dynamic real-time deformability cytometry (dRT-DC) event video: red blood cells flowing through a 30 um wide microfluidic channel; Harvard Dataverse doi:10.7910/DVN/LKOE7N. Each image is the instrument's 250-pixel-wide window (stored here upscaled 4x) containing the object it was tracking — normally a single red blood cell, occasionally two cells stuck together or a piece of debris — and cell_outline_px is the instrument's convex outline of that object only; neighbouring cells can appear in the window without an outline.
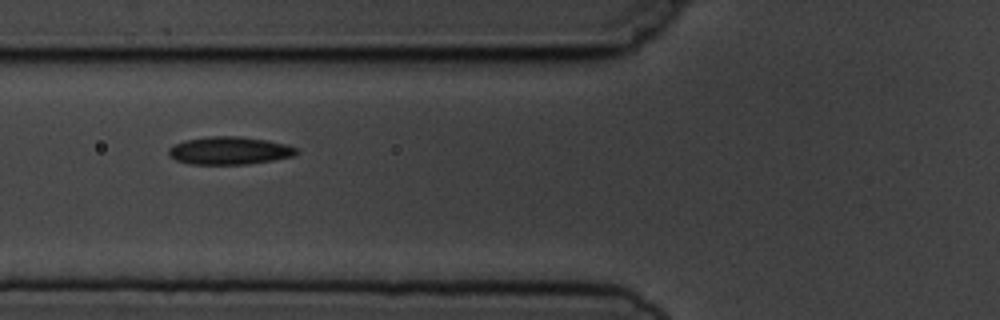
{"species": "common noctule bat (a hibernating species)", "species_latin": "Nyctalus noctula", "temperature_condition": "cold", "stored_images_in_passage": 8, "camera_frame_rate_fps": 3000, "um_per_image_px": 0.085, "animal": {"sex": "male", "body_mass_g": 19.5, "forearm_length_mm": 54.6}, "frame": {"image": 1, "passage_image": 3, "time_ms": 2.667, "image_size_px": [1000, 320], "cell_outline_px": [[300, 152], [296, 156], [248, 164], [192, 164], [176, 160], [168, 156], [168, 148], [184, 140], [208, 136], [240, 136], [268, 140], [288, 144], [296, 148]], "centroid_in_image_um": [19.53, 12.79], "position_along_channel_um": 106.3, "area_um2": 20.92}}
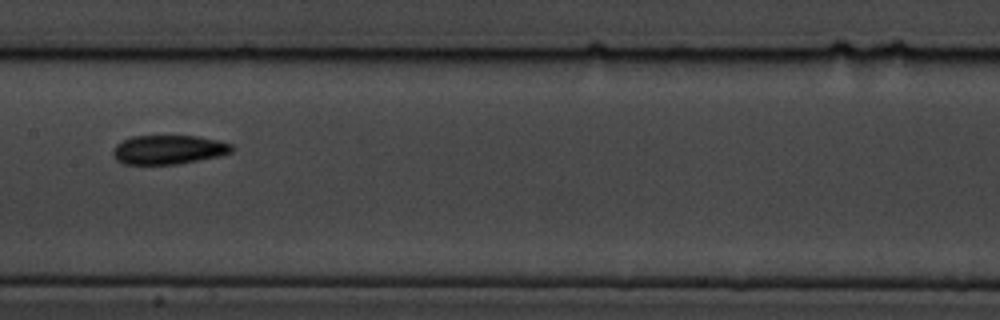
{"frame": {"image": 2, "passage_image": 5, "time_ms": 5.0, "image_size_px": [1000, 320], "cell_outline_px": [[236, 148], [232, 152], [220, 156], [200, 160], [176, 164], [124, 164], [116, 160], [112, 152], [116, 144], [132, 136], [196, 136], [216, 140], [232, 144]], "centroid_in_image_um": [14.35, 12.72], "position_along_channel_um": 193.1, "area_um2": 20.17}}
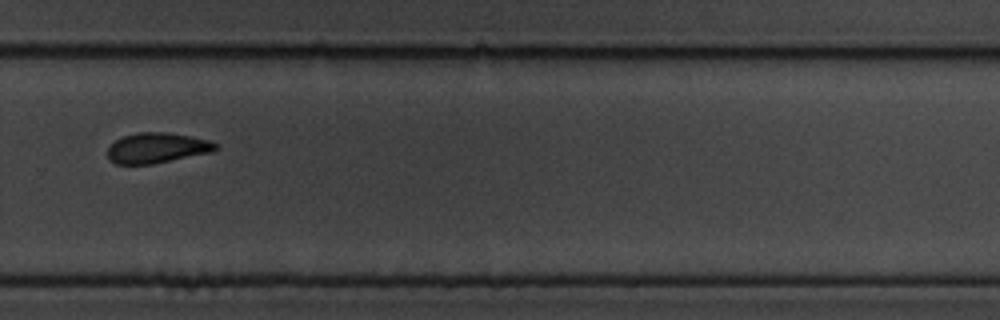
{"frame": {"image": 3, "passage_image": 8, "time_ms": 8.333, "image_size_px": [1000, 320], "cell_outline_px": [[220, 148], [212, 152], [152, 164], [116, 164], [108, 156], [108, 148], [116, 140], [124, 136], [136, 132], [168, 132], [192, 136], [208, 140], [220, 144]], "centroid_in_image_um": [13.4, 12.56], "position_along_channel_um": 316.4, "area_um2": 19.13}}